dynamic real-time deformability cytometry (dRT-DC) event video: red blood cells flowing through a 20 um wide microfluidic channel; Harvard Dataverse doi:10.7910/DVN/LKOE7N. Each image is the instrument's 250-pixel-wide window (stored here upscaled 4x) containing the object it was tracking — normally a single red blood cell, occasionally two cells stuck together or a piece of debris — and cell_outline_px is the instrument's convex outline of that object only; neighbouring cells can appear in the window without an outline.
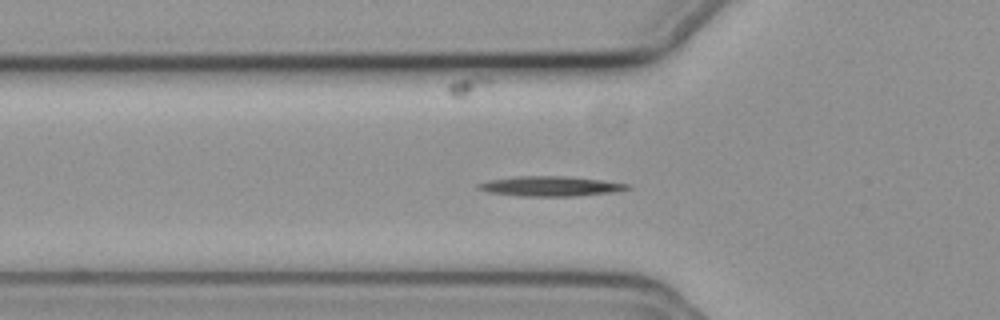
{"species": "common noctule bat (a hibernating species)", "species_latin": "Nyctalus noctula", "temperature_condition": "cold", "stored_images_in_passage": 56, "camera_frame_rate_fps": 3000, "um_per_image_px": 0.085, "animal": {"sex": "female", "body_mass_g": 19.3, "forearm_length_mm": 54.1}, "frame": {"image": 1, "passage_image": 18, "time_ms": 5.667, "image_size_px": [1000, 320], "cell_outline_px": [[632, 188], [616, 192], [576, 196], [520, 196], [488, 192], [476, 188], [476, 184], [488, 180], [516, 176], [568, 176], [632, 184]], "centroid_in_image_um": [46.81, 15.83], "position_along_channel_um": 79.0, "area_um2": 17.51}}
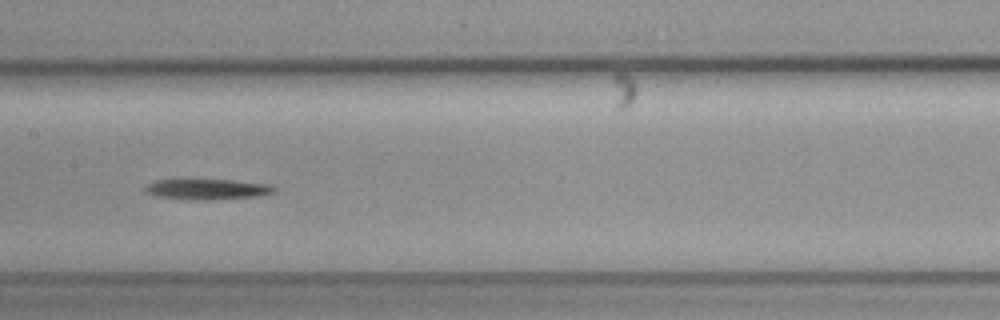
{"frame": {"image": 2, "passage_image": 27, "time_ms": 8.667, "image_size_px": [1000, 320], "cell_outline_px": [[276, 188], [272, 192], [256, 196], [208, 200], [188, 200], [156, 196], [144, 192], [144, 188], [148, 184], [156, 180], [176, 176], [180, 176], [232, 180], [272, 184]], "centroid_in_image_um": [17.48, 16.02], "position_along_channel_um": 189.9, "area_um2": 16.53}}
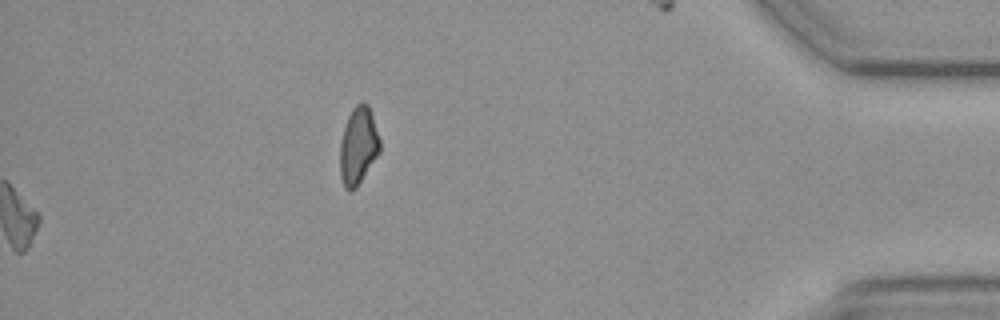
{"frame": {"image": 3, "passage_image": 56, "time_ms": 18.333, "image_size_px": [1000, 320], "cell_outline_px": [[380, 152], [356, 188], [348, 192], [344, 188], [340, 176], [340, 144], [344, 128], [348, 116], [352, 108], [360, 100], [364, 100], [368, 104], [380, 140]], "centroid_in_image_um": [30.44, 12.39], "position_along_channel_um": 404.8, "area_um2": 18.09}, "authors_computed_cell_mechanics": {"area_um2": 15.4904, "velocity_mm_per_s": 3.6862, "shape_relaxation_time_tau1_ms": 2.9923, "shape_relaxation_time_tau2_ms": null, "deformation_change_tau1": 0.0549, "deformation_change_tau2": null}}